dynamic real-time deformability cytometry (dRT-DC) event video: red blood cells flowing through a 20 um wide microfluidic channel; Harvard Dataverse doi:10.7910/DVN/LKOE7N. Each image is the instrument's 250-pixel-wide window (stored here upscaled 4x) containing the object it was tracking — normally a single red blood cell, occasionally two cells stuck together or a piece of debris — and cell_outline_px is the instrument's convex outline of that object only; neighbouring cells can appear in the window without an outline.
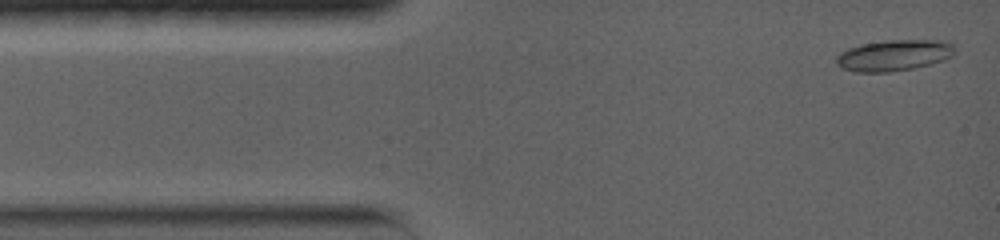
{"species": "common noctule bat (a hibernating species)", "species_latin": "Nyctalus noctula", "temperature_condition": "warm", "stored_images_in_passage": 16, "camera_frame_rate_fps": 5000, "um_per_image_px": 0.085, "animal": {"sex": "female", "body_mass_g": 19.0, "forearm_length_mm": 56.7}, "frame": {"image": 1, "passage_image": 1, "time_ms": 0.0, "image_size_px": [1000, 240], "cell_outline_px": [[956, 52], [952, 56], [944, 60], [912, 68], [888, 72], [856, 72], [840, 68], [836, 64], [836, 56], [840, 52], [848, 48], [860, 44], [888, 40], [948, 40], [956, 48]], "centroid_in_image_um": [75.99, 4.69], "position_along_channel_um": 9.0, "area_um2": 21.68}}
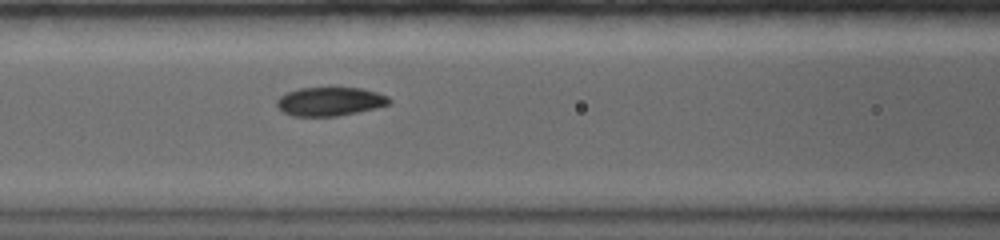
{"frame": {"image": 2, "passage_image": 8, "time_ms": 5.2, "image_size_px": [1000, 240], "cell_outline_px": [[392, 100], [388, 104], [376, 108], [336, 116], [292, 116], [284, 112], [276, 104], [276, 100], [280, 96], [288, 92], [300, 88], [360, 88], [376, 92], [388, 96]], "centroid_in_image_um": [28.04, 8.62], "position_along_channel_um": 138.6, "area_um2": 18.61}}
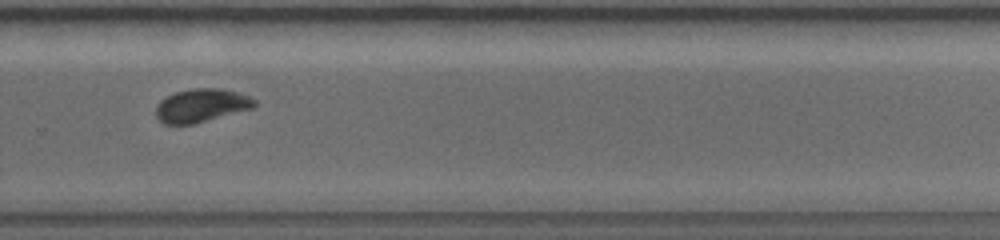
{"frame": {"image": 3, "passage_image": 15, "time_ms": 9.8, "image_size_px": [1000, 240], "cell_outline_px": [[256, 104], [252, 108], [192, 124], [164, 124], [156, 116], [156, 104], [160, 100], [176, 92], [192, 88], [220, 88], [236, 92], [248, 96], [256, 100]], "centroid_in_image_um": [17.09, 8.96], "position_along_channel_um": 312.7, "area_um2": 18.9}}